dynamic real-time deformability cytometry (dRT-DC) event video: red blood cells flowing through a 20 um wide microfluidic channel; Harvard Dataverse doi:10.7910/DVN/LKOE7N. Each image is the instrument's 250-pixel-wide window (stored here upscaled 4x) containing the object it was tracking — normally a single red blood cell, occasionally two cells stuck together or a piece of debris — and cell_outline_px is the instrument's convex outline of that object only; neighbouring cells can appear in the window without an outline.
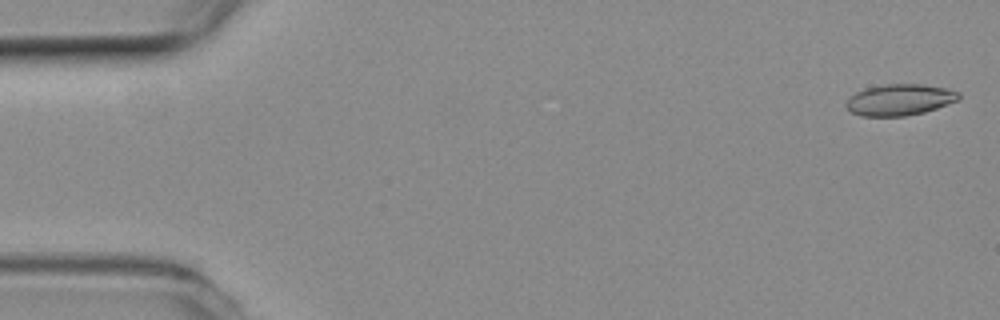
{"species": "common noctule bat (a hibernating species)", "species_latin": "Nyctalus noctula", "temperature_condition": "room temperature", "stored_images_in_passage": 54, "camera_frame_rate_fps": 3000, "um_per_image_px": 0.085, "animal": {"sex": "female", "body_mass_g": 19.3, "forearm_length_mm": 54.1}, "frame": {"image": 1, "passage_image": 2, "time_ms": 0.333, "image_size_px": [1000, 320], "cell_outline_px": [[960, 100], [924, 112], [904, 116], [860, 116], [852, 112], [844, 104], [856, 92], [868, 88], [884, 84], [920, 84], [944, 88], [960, 92]], "centroid_in_image_um": [76.49, 8.48], "position_along_channel_um": 8.5, "area_um2": 20.35}}
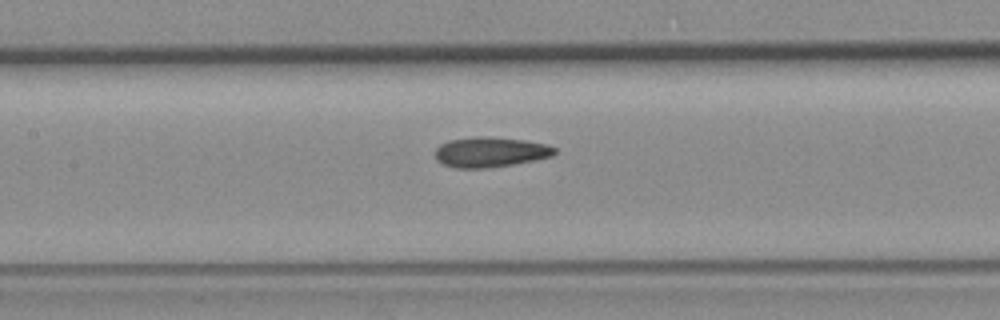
{"frame": {"image": 2, "passage_image": 25, "time_ms": 8.0, "image_size_px": [1000, 320], "cell_outline_px": [[556, 152], [552, 156], [512, 164], [484, 168], [456, 168], [444, 164], [436, 160], [436, 148], [440, 144], [452, 140], [476, 136], [488, 136], [524, 140], [544, 144], [556, 148]], "centroid_in_image_um": [41.65, 12.92], "position_along_channel_um": 165.7, "area_um2": 20.69}}
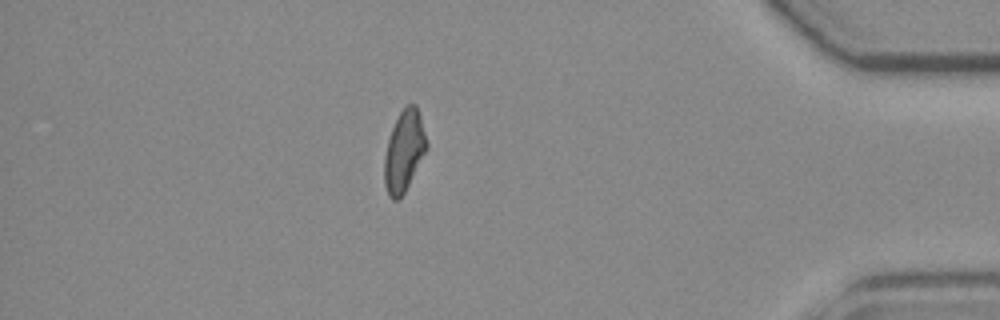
{"frame": {"image": 3, "passage_image": 47, "time_ms": 15.333, "image_size_px": [1000, 320], "cell_outline_px": [[428, 148], [404, 192], [396, 200], [392, 200], [388, 196], [384, 184], [384, 156], [388, 140], [392, 128], [400, 112], [408, 104], [416, 104], [420, 116], [428, 144]], "centroid_in_image_um": [34.34, 12.85], "position_along_channel_um": 400.9, "area_um2": 19.77}, "authors_computed_cell_mechanics": {"area_um2": 20.3456, "velocity_mm_per_s": 3.8257, "shape_relaxation_time_tau1_ms": null, "shape_relaxation_time_tau2_ms": 2.4348, "deformation_change_tau1": null, "deformation_change_tau2": 0.0983}}